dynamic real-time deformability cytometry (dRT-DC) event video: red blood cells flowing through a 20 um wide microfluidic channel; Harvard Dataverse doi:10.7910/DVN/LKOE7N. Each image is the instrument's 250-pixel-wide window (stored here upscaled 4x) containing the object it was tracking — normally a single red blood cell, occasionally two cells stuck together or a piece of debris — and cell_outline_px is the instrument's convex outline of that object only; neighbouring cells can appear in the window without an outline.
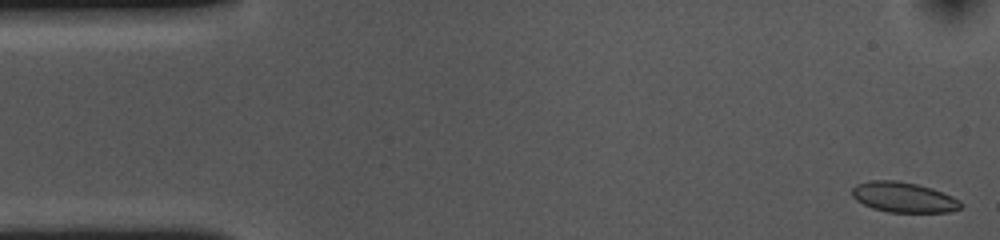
{"species": "common noctule bat (a hibernating species)", "species_latin": "Nyctalus noctula", "temperature_condition": "cold", "stored_images_in_passage": 54, "camera_frame_rate_fps": 3000, "um_per_image_px": 0.085, "animal": {"sex": "female", "body_mass_g": 10.0, "forearm_length_mm": 53.1}, "frame": {"image": 1, "passage_image": 1, "time_ms": 0.0, "image_size_px": [1000, 240], "cell_outline_px": [[964, 204], [960, 208], [948, 212], [888, 212], [872, 208], [856, 200], [852, 196], [852, 188], [856, 184], [868, 180], [896, 180], [916, 184], [932, 188], [952, 196], [960, 200]], "centroid_in_image_um": [76.8, 16.76], "position_along_channel_um": 8.2, "area_um2": 19.25}}
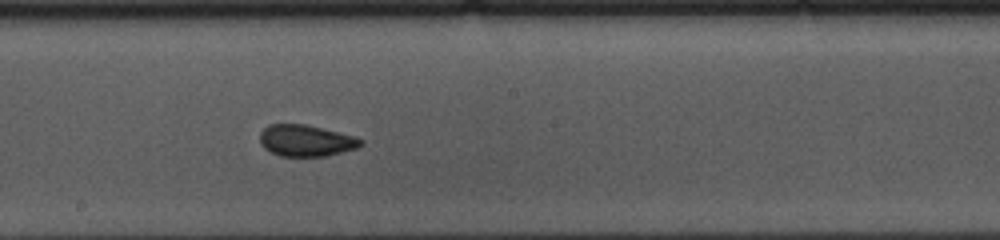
{"frame": {"image": 2, "passage_image": 28, "time_ms": 9.0, "image_size_px": [1000, 240], "cell_outline_px": [[364, 144], [356, 148], [324, 156], [280, 156], [264, 148], [260, 144], [260, 132], [268, 124], [304, 124], [352, 136], [364, 140]], "centroid_in_image_um": [25.97, 11.95], "position_along_channel_um": 222.2, "area_um2": 18.26}}
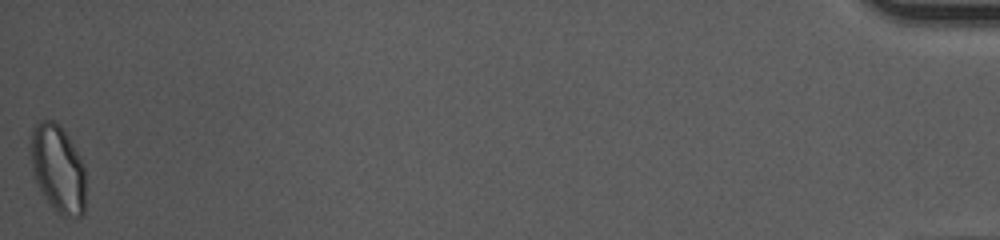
{"frame": {"image": 3, "passage_image": 54, "time_ms": 17.667, "image_size_px": [1000, 240], "cell_outline_px": [[84, 216], [64, 216], [48, 204], [32, 172], [32, 128], [40, 120], [52, 120], [60, 124], [68, 136], [84, 164]], "centroid_in_image_um": [4.93, 14.33], "position_along_channel_um": 430.3, "area_um2": 27.74}, "authors_computed_cell_mechanics": {"area_um2": 19.3341, "velocity_mm_per_s": 3.5894, "shape_relaxation_time_tau1_ms": 10.0942, "shape_relaxation_time_tau2_ms": 1.0658, "deformation_change_tau1": 0.1473, "deformation_change_tau2": 0.0435}}